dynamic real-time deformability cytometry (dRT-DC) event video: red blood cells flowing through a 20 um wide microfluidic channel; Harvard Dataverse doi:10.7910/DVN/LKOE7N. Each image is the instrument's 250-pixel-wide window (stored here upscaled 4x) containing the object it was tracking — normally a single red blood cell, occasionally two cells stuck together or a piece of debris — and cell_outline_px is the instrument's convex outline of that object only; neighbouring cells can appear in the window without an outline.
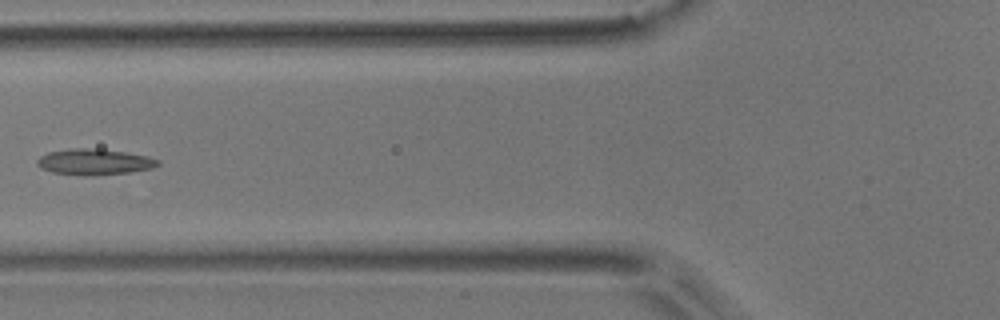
{"species": "common noctule bat (a hibernating species)", "species_latin": "Nyctalus noctula", "temperature_condition": "room temperature", "stored_images_in_passage": 6, "camera_frame_rate_fps": 3000, "um_per_image_px": 0.085, "animal": {"sex": "male", "body_mass_g": 17.9}, "frame": {"image": 1, "passage_image": 5, "time_ms": 1.333, "image_size_px": [1000, 320], "cell_outline_px": [[160, 164], [152, 168], [128, 172], [88, 176], [84, 176], [52, 172], [40, 168], [36, 164], [36, 160], [40, 156], [48, 152], [68, 148], [88, 148], [124, 152], [148, 156], [160, 160]], "centroid_in_image_um": [7.98, 13.76], "position_along_channel_um": 117.8, "area_um2": 18.26}}
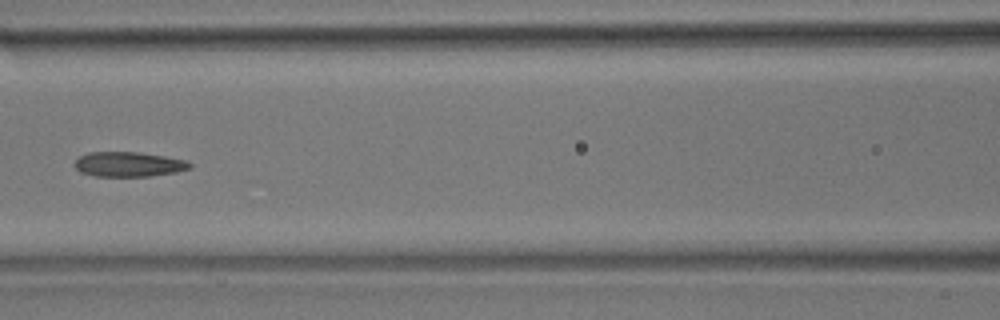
{"frame": {"image": 2, "passage_image": 6, "time_ms": 1.667, "image_size_px": [1000, 320], "cell_outline_px": [[192, 168], [176, 172], [148, 176], [96, 176], [80, 172], [72, 164], [80, 156], [88, 152], [136, 152], [164, 156], [184, 160], [192, 164]], "centroid_in_image_um": [10.91, 13.96], "position_along_channel_um": 155.7, "area_um2": 16.59}}